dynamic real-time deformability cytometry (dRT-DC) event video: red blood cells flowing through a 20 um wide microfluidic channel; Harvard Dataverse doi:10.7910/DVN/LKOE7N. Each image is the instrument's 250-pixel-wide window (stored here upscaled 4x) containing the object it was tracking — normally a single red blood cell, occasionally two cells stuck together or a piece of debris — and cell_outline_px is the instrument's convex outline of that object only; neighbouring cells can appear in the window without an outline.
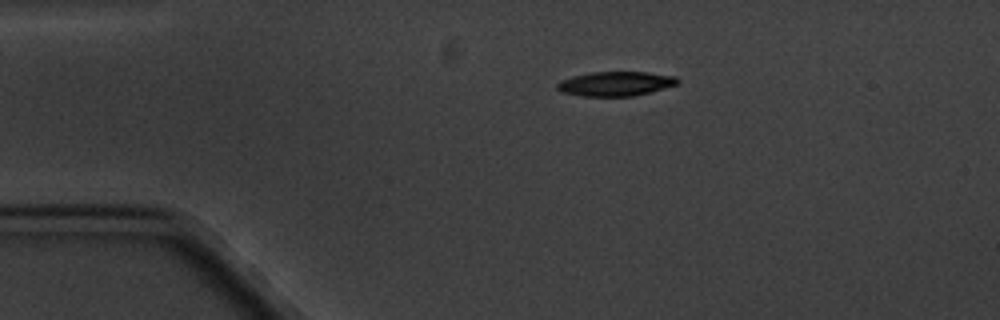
{"species": "common noctule bat (a hibernating species)", "species_latin": "Nyctalus noctula", "temperature_condition": "cold", "stored_images_in_passage": 14, "camera_frame_rate_fps": 3000, "um_per_image_px": 0.085, "animal": {"sex": "male", "body_mass_g": 20.1, "forearm_length_mm": 53.5}, "frame": {"image": 1, "passage_image": 1, "time_ms": 0.0, "image_size_px": [1000, 320], "cell_outline_px": [[680, 80], [676, 84], [648, 92], [632, 96], [580, 96], [560, 92], [556, 88], [556, 84], [560, 80], [572, 76], [592, 72], [648, 72], [676, 76]], "centroid_in_image_um": [52.26, 7.11], "position_along_channel_um": 32.7, "area_um2": 17.11}}
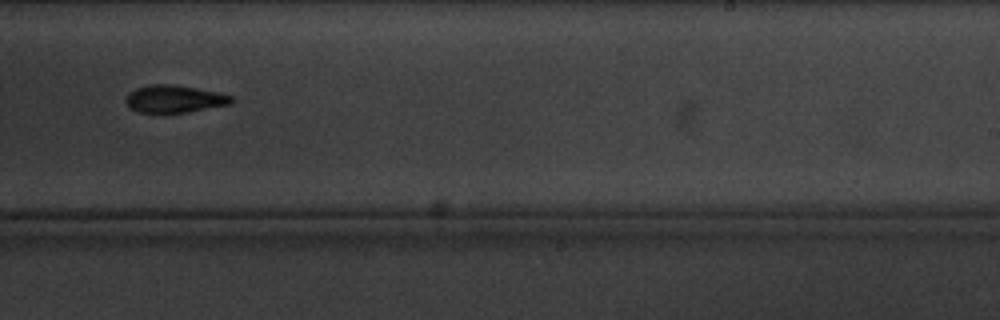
{"frame": {"image": 2, "passage_image": 8, "time_ms": 8.333, "image_size_px": [1000, 320], "cell_outline_px": [[236, 100], [232, 104], [188, 112], [140, 112], [128, 108], [124, 100], [128, 92], [136, 88], [148, 84], [172, 84], [196, 88], [216, 92], [232, 96]], "centroid_in_image_um": [14.8, 8.4], "position_along_channel_um": 274.2, "area_um2": 17.05}}
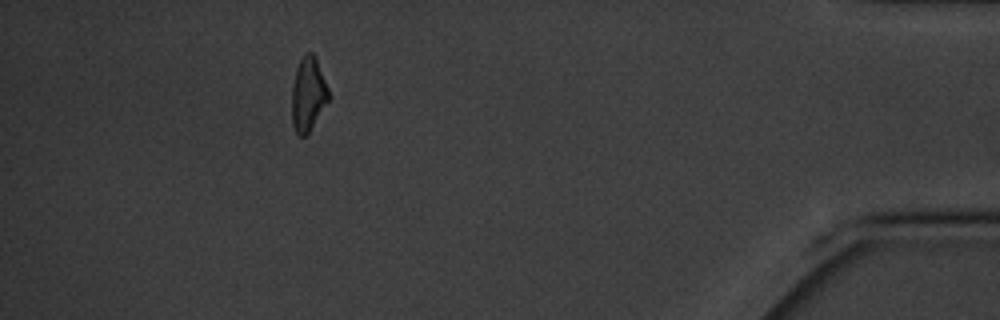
{"frame": {"image": 3, "passage_image": 13, "time_ms": 14.0, "image_size_px": [1000, 320], "cell_outline_px": [[332, 96], [308, 132], [304, 136], [296, 136], [292, 124], [292, 84], [296, 68], [304, 52], [312, 52], [316, 56]], "centroid_in_image_um": [26.2, 7.98], "position_along_channel_um": 409.0, "area_um2": 16.24}, "authors_computed_cell_mechanics": {"area_um2": 17.3111, "velocity_mm_per_s": 3.3683, "shape_relaxation_time_tau1_ms": 3.1382, "shape_relaxation_time_tau2_ms": null, "deformation_change_tau1": 0.1165, "deformation_change_tau2": null}}